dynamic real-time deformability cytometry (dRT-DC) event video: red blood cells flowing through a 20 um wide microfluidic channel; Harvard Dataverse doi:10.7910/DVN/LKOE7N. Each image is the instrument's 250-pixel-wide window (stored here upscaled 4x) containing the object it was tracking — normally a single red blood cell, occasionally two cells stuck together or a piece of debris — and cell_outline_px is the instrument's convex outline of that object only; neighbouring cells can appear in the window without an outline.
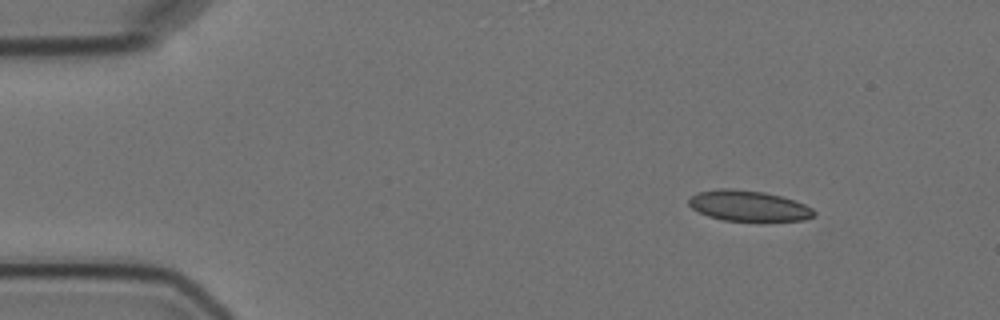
{"species": "Egyptian fruit bat (a non-hibernating species)", "species_latin": "Rousettus aegyptiacus", "temperature_condition": "cold", "stored_images_in_passage": 6, "camera_frame_rate_fps": 3000, "um_per_image_px": 0.085, "animal": {"sex": "female"}, "frame": {"image": 1, "passage_image": 1, "time_ms": 0.0, "image_size_px": [1000, 320], "cell_outline_px": [[816, 216], [804, 220], [724, 220], [708, 216], [692, 208], [688, 204], [688, 200], [692, 196], [700, 192], [720, 188], [732, 188], [764, 192], [780, 196], [804, 204], [812, 208], [816, 212]], "centroid_in_image_um": [63.63, 17.49], "position_along_channel_um": 21.4, "area_um2": 22.02}}
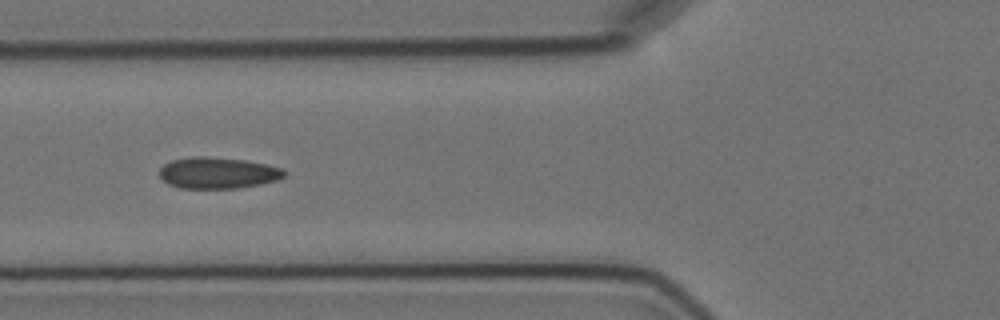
{"frame": {"image": 2, "passage_image": 5, "time_ms": 4.667, "image_size_px": [1000, 320], "cell_outline_px": [[288, 172], [284, 176], [276, 180], [260, 184], [236, 188], [180, 188], [168, 184], [160, 176], [160, 168], [164, 164], [172, 160], [192, 156], [204, 156], [244, 160], [268, 164], [280, 168]], "centroid_in_image_um": [18.51, 14.69], "position_along_channel_um": 107.3, "area_um2": 22.72}}
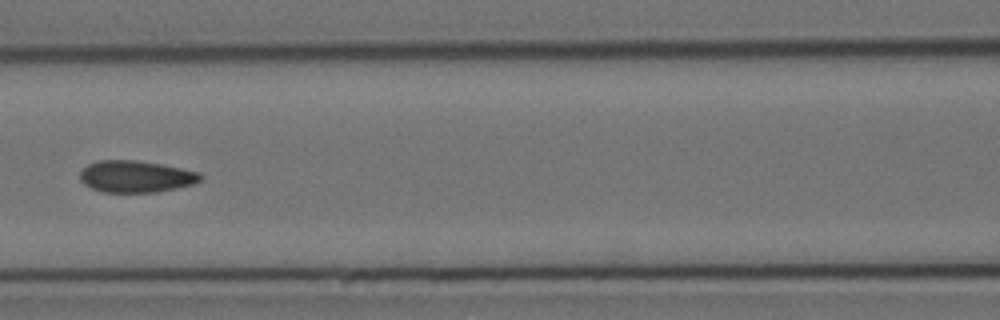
{"frame": {"image": 3, "passage_image": 6, "time_ms": 6.0, "image_size_px": [1000, 320], "cell_outline_px": [[204, 176], [200, 180], [192, 184], [176, 188], [156, 192], [100, 192], [84, 184], [80, 180], [80, 172], [88, 164], [100, 160], [136, 160], [160, 164], [200, 172]], "centroid_in_image_um": [11.54, 15.0], "position_along_channel_um": 155.1, "area_um2": 22.25}}